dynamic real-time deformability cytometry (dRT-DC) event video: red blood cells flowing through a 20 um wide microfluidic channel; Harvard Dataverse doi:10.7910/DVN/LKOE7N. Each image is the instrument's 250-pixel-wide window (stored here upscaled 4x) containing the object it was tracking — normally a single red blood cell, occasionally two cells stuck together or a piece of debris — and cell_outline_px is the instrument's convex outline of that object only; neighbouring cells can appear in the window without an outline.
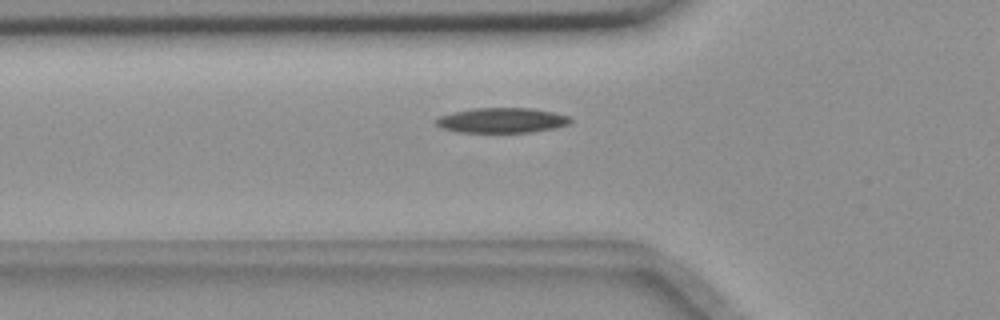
{"species": "common noctule bat (a hibernating species)", "species_latin": "Nyctalus noctula", "temperature_condition": "room temperature", "stored_images_in_passage": 41, "camera_frame_rate_fps": 3000, "um_per_image_px": 0.085, "animal": {"sex": "female", "body_mass_g": 18.4}, "frame": {"image": 1, "passage_image": 10, "time_ms": 3.0, "image_size_px": [1000, 320], "cell_outline_px": [[572, 120], [568, 124], [552, 128], [528, 132], [460, 132], [444, 128], [436, 124], [436, 120], [440, 116], [452, 112], [472, 108], [532, 108], [552, 112], [568, 116]], "centroid_in_image_um": [42.64, 10.22], "position_along_channel_um": 83.2, "area_um2": 19.31}}
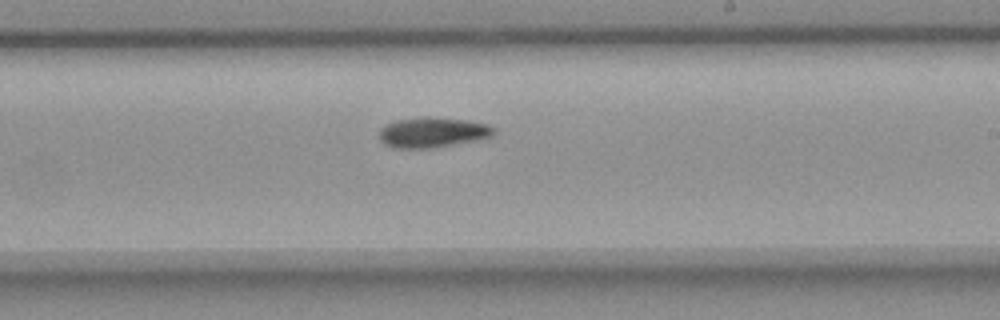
{"frame": {"image": 2, "passage_image": 24, "time_ms": 7.667, "image_size_px": [1000, 320], "cell_outline_px": [[496, 132], [492, 136], [476, 140], [432, 148], [396, 148], [384, 144], [380, 140], [380, 128], [384, 124], [396, 120], [424, 116], [428, 116], [468, 120], [488, 124], [496, 128]], "centroid_in_image_um": [36.77, 11.24], "position_along_channel_um": 252.2, "area_um2": 20.4}}
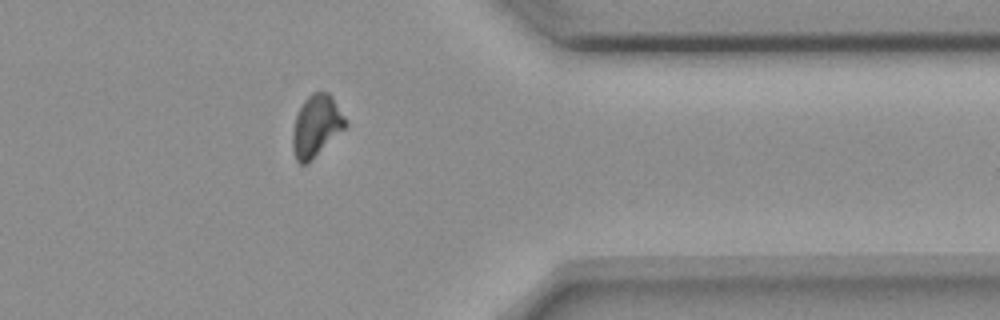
{"frame": {"image": 3, "passage_image": 36, "time_ms": 11.667, "image_size_px": [1000, 320], "cell_outline_px": [[348, 124], [308, 164], [300, 164], [296, 160], [292, 148], [292, 132], [296, 116], [304, 100], [312, 92], [320, 88], [328, 92], [332, 96], [348, 120]], "centroid_in_image_um": [26.89, 10.67], "position_along_channel_um": 384.5, "area_um2": 19.25}}